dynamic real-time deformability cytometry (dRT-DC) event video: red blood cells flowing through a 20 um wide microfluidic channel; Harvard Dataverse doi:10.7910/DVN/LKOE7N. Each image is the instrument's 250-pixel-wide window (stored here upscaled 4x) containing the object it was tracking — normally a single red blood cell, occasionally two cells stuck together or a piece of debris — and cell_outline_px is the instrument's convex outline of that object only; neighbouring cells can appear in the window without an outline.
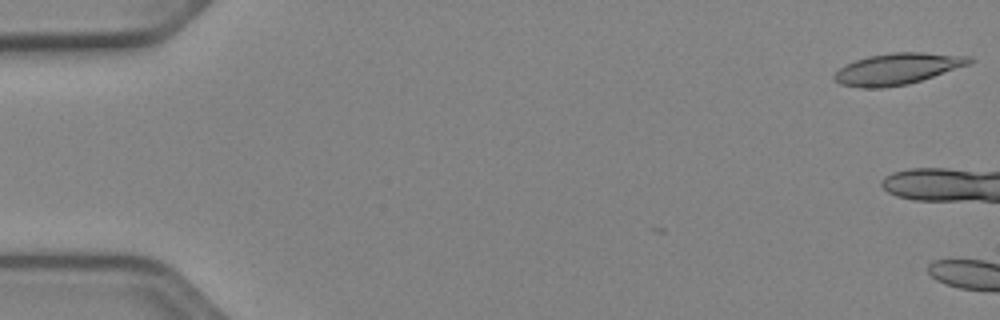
{"species": "Egyptian fruit bat (a non-hibernating species)", "species_latin": "Rousettus aegyptiacus", "temperature_condition": "cold", "stored_images_in_passage": 4, "camera_frame_rate_fps": 3000, "um_per_image_px": 0.085, "animal": {"sex": "female"}, "frame": {"image": 1, "passage_image": 1, "time_ms": 0.0, "image_size_px": [1000, 320], "cell_outline_px": [[976, 60], [972, 64], [908, 84], [884, 88], [860, 88], [840, 84], [832, 76], [844, 64], [868, 56], [892, 52], [924, 52], [968, 56]], "centroid_in_image_um": [76.3, 5.85], "position_along_channel_um": 8.7, "area_um2": 24.85}}